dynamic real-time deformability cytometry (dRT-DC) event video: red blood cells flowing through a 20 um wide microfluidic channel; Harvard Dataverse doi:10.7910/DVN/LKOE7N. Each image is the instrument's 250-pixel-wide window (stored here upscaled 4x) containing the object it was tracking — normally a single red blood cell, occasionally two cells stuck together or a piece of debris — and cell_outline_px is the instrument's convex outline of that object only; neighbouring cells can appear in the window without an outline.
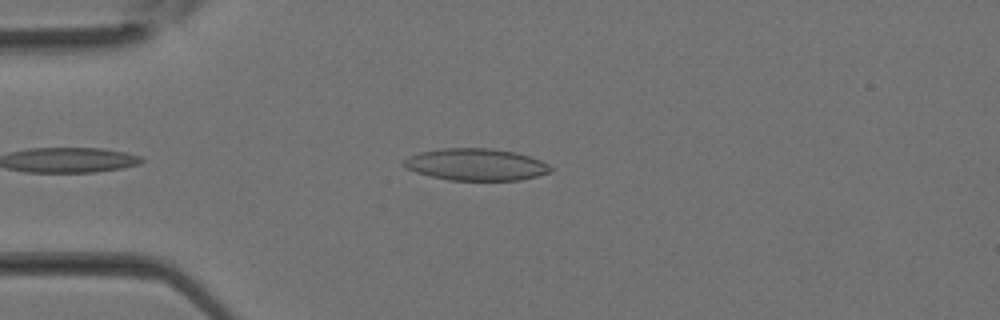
{"species": "Egyptian fruit bat (a non-hibernating species)", "species_latin": "Rousettus aegyptiacus", "temperature_condition": "room temperature", "stored_images_in_passage": 27, "camera_frame_rate_fps": 3000, "um_per_image_px": 0.085, "animal": {"sex": "female"}, "frame": {"image": 1, "passage_image": 4, "time_ms": 1.0, "image_size_px": [1000, 320], "cell_outline_px": [[552, 172], [520, 180], [448, 180], [416, 172], [408, 168], [404, 164], [404, 160], [408, 156], [420, 152], [440, 148], [492, 148], [516, 152], [540, 160], [548, 164], [552, 168]], "centroid_in_image_um": [40.48, 13.98], "position_along_channel_um": 44.5, "area_um2": 27.22}}
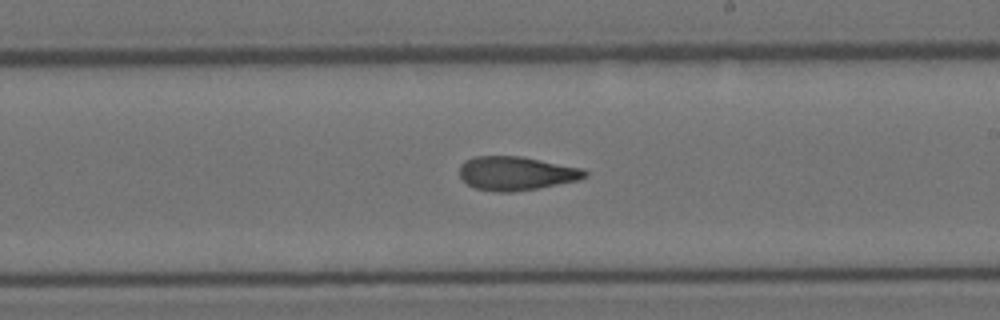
{"frame": {"image": 2, "passage_image": 15, "time_ms": 4.667, "image_size_px": [1000, 320], "cell_outline_px": [[588, 176], [576, 180], [536, 188], [512, 192], [496, 192], [476, 188], [460, 180], [460, 164], [464, 160], [476, 156], [520, 156], [584, 168], [588, 172]], "centroid_in_image_um": [43.85, 14.72], "position_along_channel_um": 245.2, "area_um2": 24.68}}
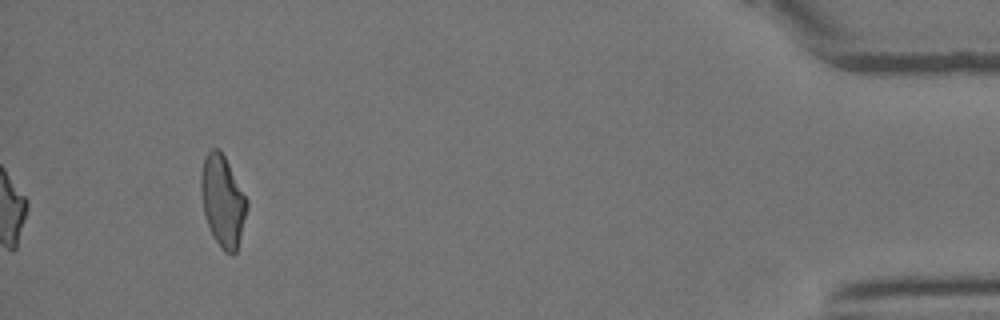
{"frame": {"image": 3, "passage_image": 27, "time_ms": 8.667, "image_size_px": [1000, 320], "cell_outline_px": [[248, 204], [236, 252], [232, 256], [224, 252], [212, 236], [204, 212], [200, 188], [200, 176], [204, 156], [212, 148], [216, 148], [224, 156], [248, 200]], "centroid_in_image_um": [18.91, 17.09], "position_along_channel_um": 416.3, "area_um2": 24.16}}